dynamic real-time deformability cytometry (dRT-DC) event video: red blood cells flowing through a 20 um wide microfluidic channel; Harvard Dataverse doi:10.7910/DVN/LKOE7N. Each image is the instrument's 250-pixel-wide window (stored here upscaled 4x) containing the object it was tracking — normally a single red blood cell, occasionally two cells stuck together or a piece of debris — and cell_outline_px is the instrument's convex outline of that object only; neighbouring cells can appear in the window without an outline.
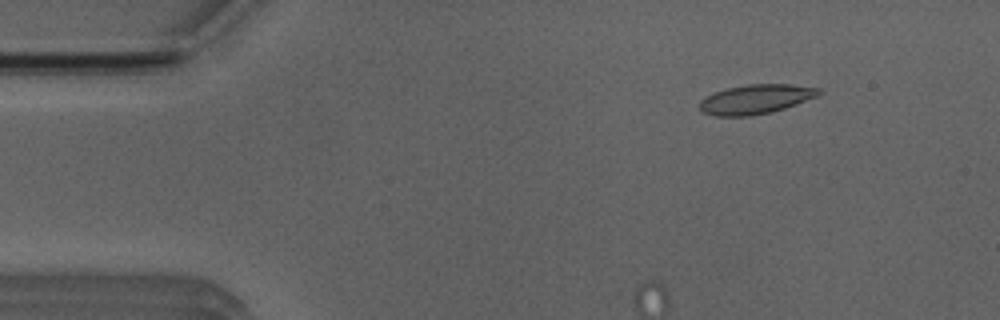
{"species": "Egyptian fruit bat (a non-hibernating species)", "species_latin": "Rousettus aegyptiacus", "temperature_condition": "room temperature", "stored_images_in_passage": 27, "camera_frame_rate_fps": 3000, "um_per_image_px": 0.085, "animal": {"sex": "male"}, "frame": {"image": 1, "passage_image": 1, "time_ms": 0.0, "image_size_px": [1000, 320], "cell_outline_px": [[824, 92], [816, 96], [784, 108], [772, 112], [752, 116], [716, 116], [704, 112], [700, 108], [700, 100], [716, 92], [728, 88], [748, 84], [788, 84], [820, 88]], "centroid_in_image_um": [64.26, 8.43], "position_along_channel_um": 20.7, "area_um2": 20.17}}